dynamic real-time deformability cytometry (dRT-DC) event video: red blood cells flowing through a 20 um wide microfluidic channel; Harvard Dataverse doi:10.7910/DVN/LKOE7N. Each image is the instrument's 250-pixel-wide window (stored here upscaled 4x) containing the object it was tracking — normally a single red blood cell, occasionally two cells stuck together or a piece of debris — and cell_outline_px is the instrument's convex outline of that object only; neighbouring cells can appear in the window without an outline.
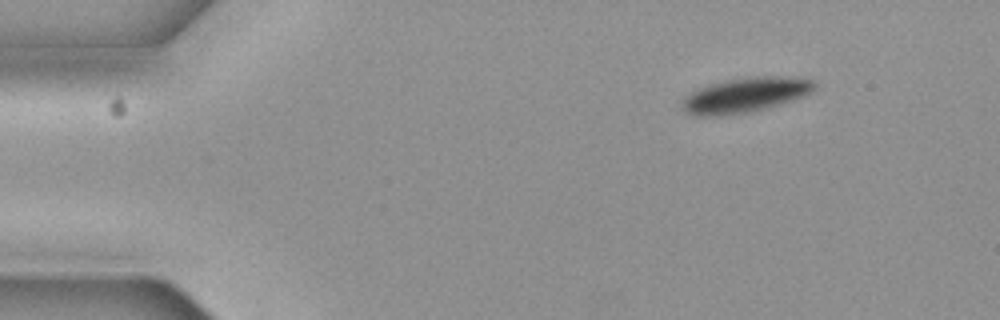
{"species": "common noctule bat (a hibernating species)", "species_latin": "Nyctalus noctula", "temperature_condition": "cold", "stored_images_in_passage": 2, "camera_frame_rate_fps": 3000, "um_per_image_px": 0.085, "animal": {"sex": "female", "body_mass_g": 19.3, "forearm_length_mm": 54.1}, "frame": {"image": 1, "passage_image": 2, "time_ms": 0.333, "image_size_px": [1000, 320], "cell_outline_px": [[816, 88], [812, 92], [804, 96], [780, 104], [764, 108], [744, 112], [716, 116], [696, 116], [688, 112], [680, 104], [684, 96], [700, 88], [712, 84], [728, 80], [748, 76], [796, 76], [816, 80]], "centroid_in_image_um": [63.42, 8.05], "position_along_channel_um": 21.6, "area_um2": 26.82}}